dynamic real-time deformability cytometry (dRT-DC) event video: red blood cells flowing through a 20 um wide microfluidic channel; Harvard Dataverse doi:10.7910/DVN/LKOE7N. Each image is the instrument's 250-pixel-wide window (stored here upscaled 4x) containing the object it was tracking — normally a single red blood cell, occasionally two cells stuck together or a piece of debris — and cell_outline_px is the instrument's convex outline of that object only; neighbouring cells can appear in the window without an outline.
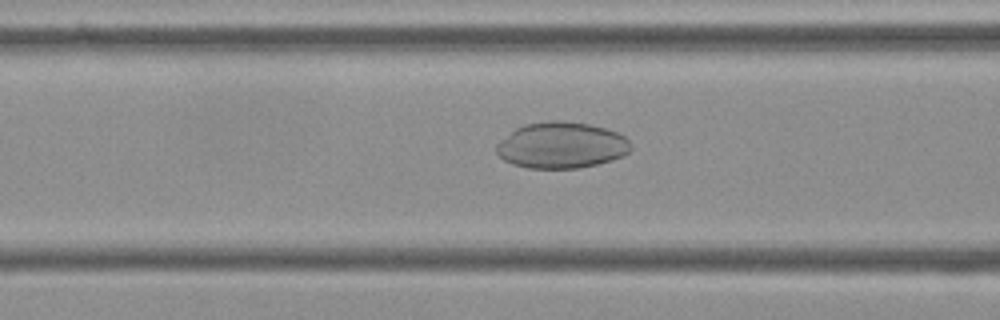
{"species": "Egyptian fruit bat (a non-hibernating species)", "species_latin": "Rousettus aegyptiacus", "temperature_condition": "cold", "stored_images_in_passage": 54, "camera_frame_rate_fps": 3000, "um_per_image_px": 0.085, "frame": {"image": 1, "passage_image": 21, "time_ms": 6.667, "image_size_px": [1000, 320], "cell_outline_px": [[632, 148], [624, 156], [612, 160], [580, 168], [528, 168], [512, 164], [504, 160], [496, 152], [496, 144], [500, 140], [516, 128], [524, 124], [548, 120], [556, 120], [588, 124], [604, 128], [616, 132], [624, 136], [628, 140]], "centroid_in_image_um": [47.71, 12.35], "position_along_channel_um": 118.9, "area_um2": 36.18}}
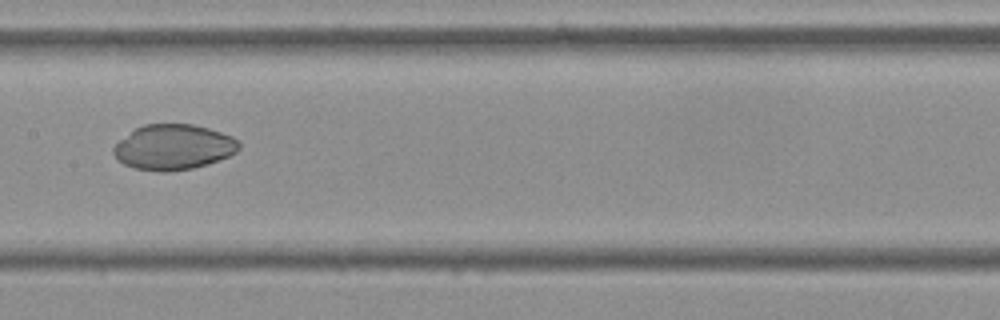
{"frame": {"image": 2, "passage_image": 27, "time_ms": 8.667, "image_size_px": [1000, 320], "cell_outline_px": [[240, 148], [236, 152], [228, 156], [208, 164], [192, 168], [168, 172], [160, 172], [132, 168], [116, 160], [112, 152], [112, 148], [120, 140], [136, 128], [144, 124], [192, 124], [208, 128], [232, 136], [240, 140]], "centroid_in_image_um": [14.74, 12.51], "position_along_channel_um": 192.7, "area_um2": 33.29}}
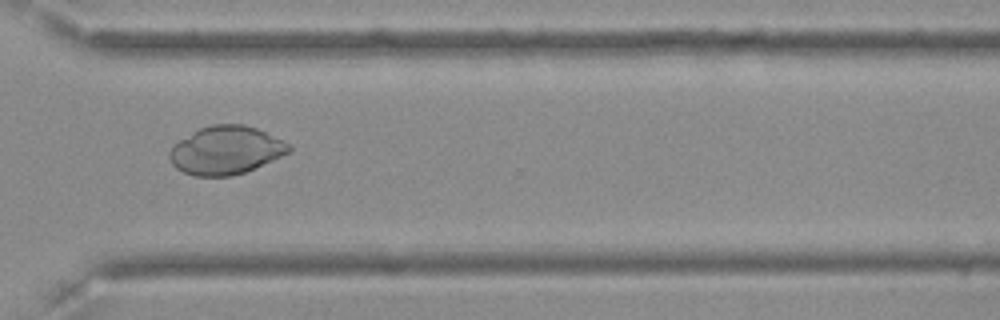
{"frame": {"image": 3, "passage_image": 40, "time_ms": 13.0, "image_size_px": [1000, 320], "cell_outline_px": [[292, 148], [288, 152], [272, 160], [244, 172], [232, 176], [196, 176], [184, 172], [176, 168], [172, 164], [168, 156], [168, 152], [172, 144], [200, 128], [212, 124], [244, 124], [256, 128], [288, 144]], "centroid_in_image_um": [19.13, 12.77], "position_along_channel_um": 351.5, "area_um2": 33.18}}